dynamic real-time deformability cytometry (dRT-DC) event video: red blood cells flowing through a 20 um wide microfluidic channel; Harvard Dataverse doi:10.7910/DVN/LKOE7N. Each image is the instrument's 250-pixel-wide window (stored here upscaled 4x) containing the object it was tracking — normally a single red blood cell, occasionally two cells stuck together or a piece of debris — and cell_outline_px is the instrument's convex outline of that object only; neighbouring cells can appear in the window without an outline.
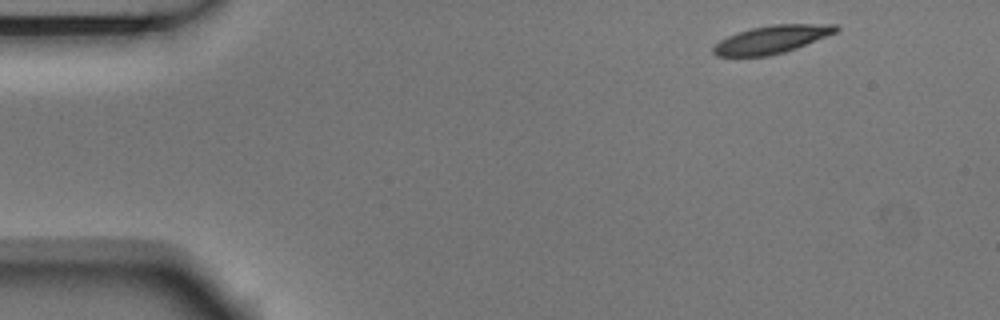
{"species": "Egyptian fruit bat (a non-hibernating species)", "species_latin": "Rousettus aegyptiacus", "temperature_condition": "room temperature", "stored_images_in_passage": 4, "camera_frame_rate_fps": 3000, "um_per_image_px": 0.085, "animal": {"sex": "male"}, "frame": {"image": 1, "passage_image": 1, "time_ms": 0.0, "image_size_px": [1000, 320], "cell_outline_px": [[840, 28], [836, 32], [796, 48], [784, 52], [768, 56], [716, 56], [712, 52], [712, 48], [720, 40], [736, 32], [752, 28], [772, 24], [836, 24]], "centroid_in_image_um": [65.57, 3.35], "position_along_channel_um": 19.4, "area_um2": 19.83}}
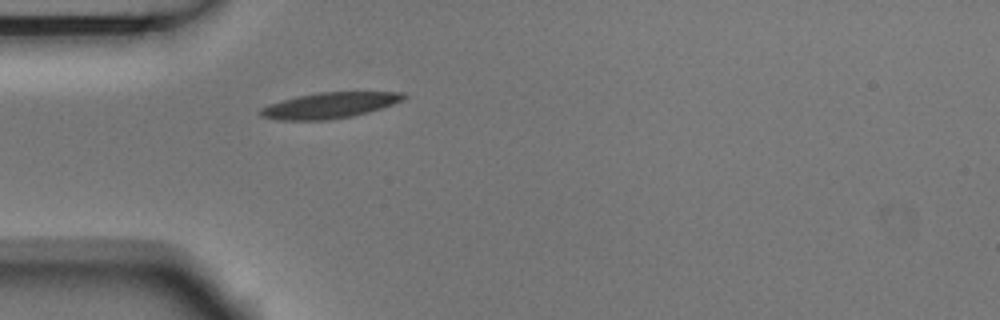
{"frame": {"image": 2, "passage_image": 4, "time_ms": 1.0, "image_size_px": [1000, 320], "cell_outline_px": [[408, 96], [404, 100], [368, 112], [352, 116], [328, 120], [276, 120], [260, 116], [260, 108], [268, 104], [280, 100], [296, 96], [320, 92], [404, 92]], "centroid_in_image_um": [27.99, 8.95], "position_along_channel_um": 57.0, "area_um2": 21.62}}